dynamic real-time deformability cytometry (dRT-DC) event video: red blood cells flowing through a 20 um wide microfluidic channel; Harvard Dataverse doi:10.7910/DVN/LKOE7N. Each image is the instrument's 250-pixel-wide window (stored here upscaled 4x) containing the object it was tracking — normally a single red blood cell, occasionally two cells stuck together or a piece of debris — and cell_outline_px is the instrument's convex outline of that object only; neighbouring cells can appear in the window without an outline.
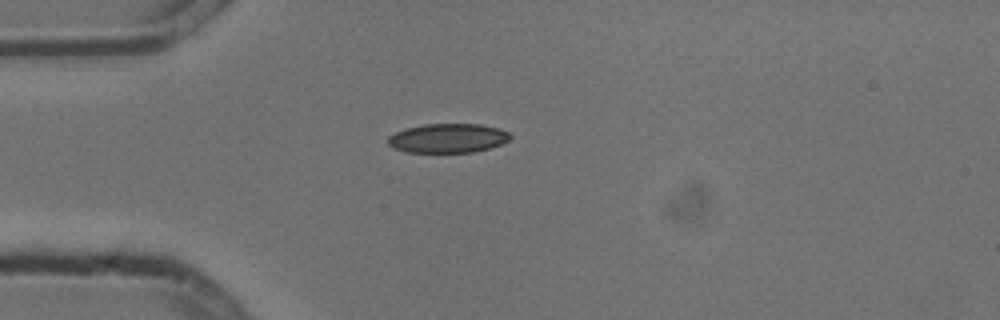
{"species": "common noctule bat (a hibernating species)", "species_latin": "Nyctalus noctula", "temperature_condition": "cold", "stored_images_in_passage": 1, "camera_frame_rate_fps": 3000, "um_per_image_px": 0.085, "animal": {"sex": "male", "body_mass_g": 13.3}, "frame": {"image": 1, "passage_image": 1, "time_ms": 0.0, "image_size_px": [1000, 320], "cell_outline_px": [[512, 136], [508, 140], [500, 144], [488, 148], [472, 152], [404, 152], [392, 148], [388, 144], [388, 136], [404, 128], [424, 124], [480, 124], [496, 128], [508, 132]], "centroid_in_image_um": [38.01, 11.74], "position_along_channel_um": 47.0, "area_um2": 20.75}}